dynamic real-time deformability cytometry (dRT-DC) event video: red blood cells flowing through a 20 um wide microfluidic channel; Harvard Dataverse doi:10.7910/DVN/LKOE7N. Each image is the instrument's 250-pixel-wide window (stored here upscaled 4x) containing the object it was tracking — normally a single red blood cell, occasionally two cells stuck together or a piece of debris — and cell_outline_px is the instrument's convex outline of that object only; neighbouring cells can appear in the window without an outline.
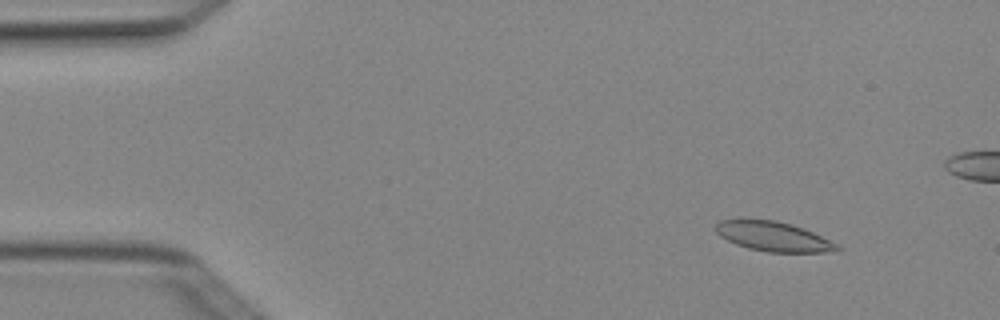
{"species": "Egyptian fruit bat (a non-hibernating species)", "species_latin": "Rousettus aegyptiacus", "temperature_condition": "cold", "stored_images_in_passage": 5, "camera_frame_rate_fps": 3000, "um_per_image_px": 0.085, "animal": {"sex": "female"}, "frame": {"image": 1, "passage_image": 2, "time_ms": 0.333, "image_size_px": [1000, 320], "cell_outline_px": [[844, 248], [836, 252], [768, 252], [748, 248], [736, 244], [720, 236], [712, 228], [720, 220], [776, 220], [792, 224], [804, 228], [840, 244]], "centroid_in_image_um": [65.81, 20.11], "position_along_channel_um": 19.2, "area_um2": 21.15}}